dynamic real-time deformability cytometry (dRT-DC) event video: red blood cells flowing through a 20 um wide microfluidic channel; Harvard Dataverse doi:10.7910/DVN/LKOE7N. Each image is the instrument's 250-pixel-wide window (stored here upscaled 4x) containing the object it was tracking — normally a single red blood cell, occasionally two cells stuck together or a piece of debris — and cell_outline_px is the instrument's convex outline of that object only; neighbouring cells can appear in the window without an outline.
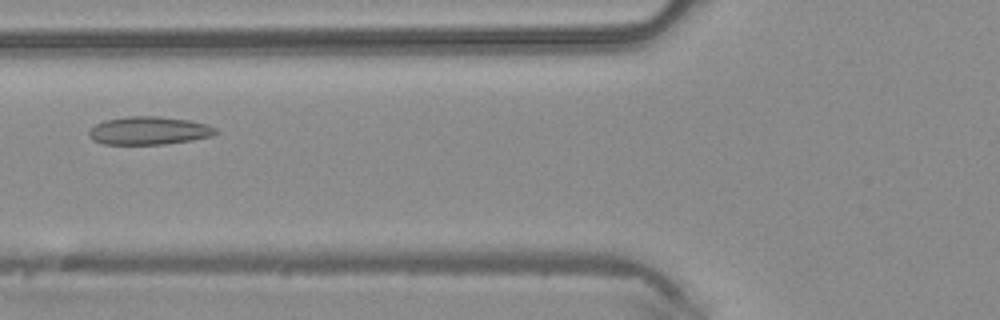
{"species": "common noctule bat (a hibernating species)", "species_latin": "Nyctalus noctula", "temperature_condition": "warm", "stored_images_in_passage": 44, "camera_frame_rate_fps": 3000, "um_per_image_px": 0.085, "animal": {"sex": "male", "body_mass_g": 20.4}, "frame": {"image": 1, "passage_image": 15, "time_ms": 4.667, "image_size_px": [1000, 320], "cell_outline_px": [[220, 132], [212, 136], [192, 140], [164, 144], [104, 144], [92, 140], [88, 132], [96, 124], [104, 120], [128, 116], [156, 116], [188, 120], [208, 124], [216, 128]], "centroid_in_image_um": [12.69, 11.1], "position_along_channel_um": 113.1, "area_um2": 20.75}}
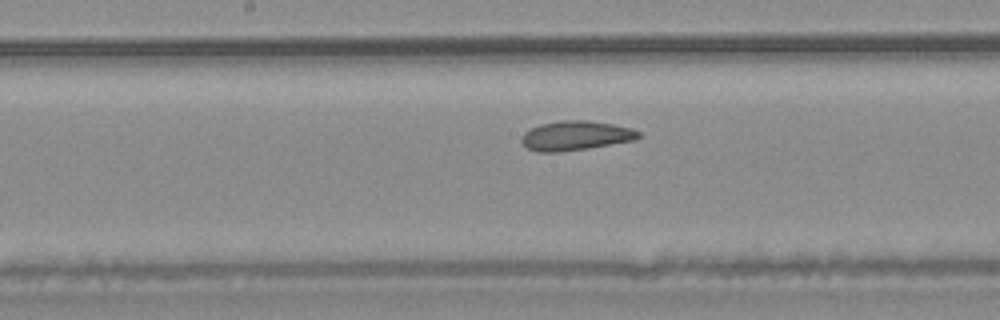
{"frame": {"image": 2, "passage_image": 21, "time_ms": 6.667, "image_size_px": [1000, 320], "cell_outline_px": [[640, 136], [636, 140], [588, 148], [560, 152], [536, 152], [528, 148], [520, 140], [524, 132], [540, 124], [560, 120], [588, 120], [612, 124], [632, 128], [640, 132]], "centroid_in_image_um": [48.93, 11.53], "position_along_channel_um": 199.3, "area_um2": 20.11}}
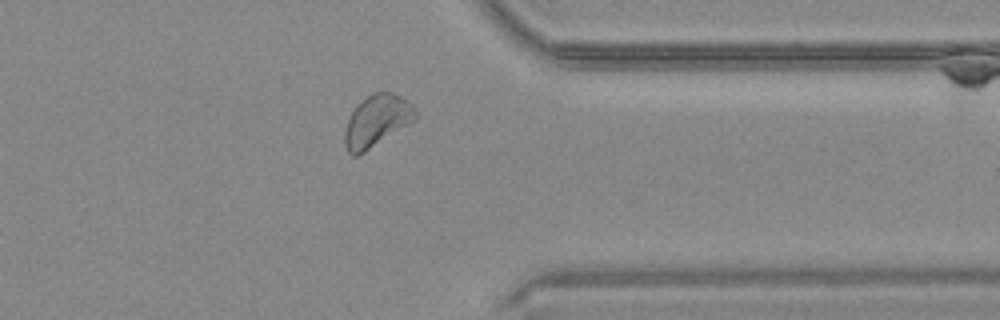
{"frame": {"image": 3, "passage_image": 34, "time_ms": 11.0, "image_size_px": [1000, 320], "cell_outline_px": [[416, 116], [412, 120], [364, 152], [356, 156], [352, 156], [348, 152], [344, 144], [344, 132], [348, 120], [352, 112], [368, 96], [376, 92], [392, 92], [400, 96], [412, 104], [416, 112]], "centroid_in_image_um": [31.98, 10.28], "position_along_channel_um": 379.4, "area_um2": 20.4}}